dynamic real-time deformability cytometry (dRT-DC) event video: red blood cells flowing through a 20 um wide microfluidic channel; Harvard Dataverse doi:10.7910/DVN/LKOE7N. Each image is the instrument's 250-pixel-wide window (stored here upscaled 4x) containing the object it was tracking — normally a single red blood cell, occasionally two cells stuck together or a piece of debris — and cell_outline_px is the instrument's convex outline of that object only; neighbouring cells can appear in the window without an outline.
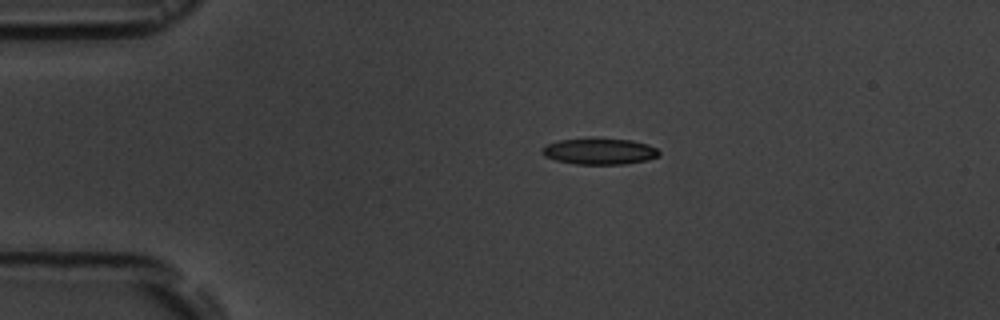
{"species": "common noctule bat (a hibernating species)", "species_latin": "Nyctalus noctula", "temperature_condition": "room temperature", "stored_images_in_passage": 2, "camera_frame_rate_fps": 3000, "um_per_image_px": 0.085, "animal": {"sex": "male", "body_mass_g": 19.5, "forearm_length_mm": 54.6}, "frame": {"image": 1, "passage_image": 1, "time_ms": 0.0, "image_size_px": [1000, 320], "cell_outline_px": [[660, 156], [648, 160], [624, 164], [576, 164], [556, 160], [544, 156], [540, 152], [540, 148], [548, 144], [560, 140], [592, 136], [632, 140], [648, 144], [656, 148], [660, 152]], "centroid_in_image_um": [50.95, 12.83], "position_along_channel_um": 34.0, "area_um2": 18.5}}